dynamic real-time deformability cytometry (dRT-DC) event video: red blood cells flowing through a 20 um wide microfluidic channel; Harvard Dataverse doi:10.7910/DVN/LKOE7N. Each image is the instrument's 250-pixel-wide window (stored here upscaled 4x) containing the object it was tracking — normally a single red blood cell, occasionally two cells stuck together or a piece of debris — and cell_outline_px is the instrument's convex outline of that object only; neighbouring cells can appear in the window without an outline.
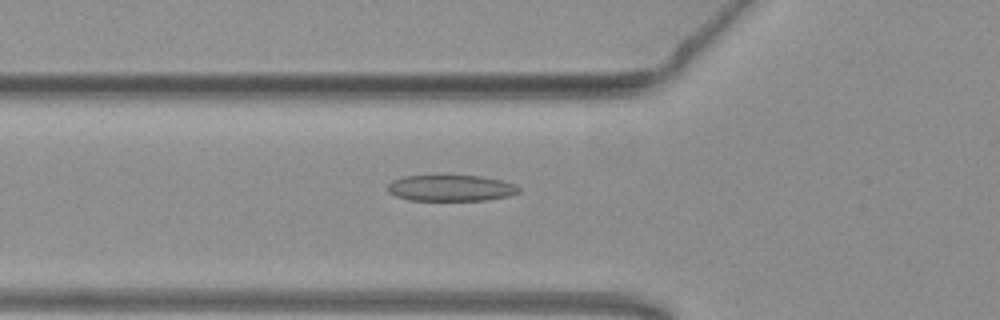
{"species": "common noctule bat (a hibernating species)", "species_latin": "Nyctalus noctula", "temperature_condition": "warm", "stored_images_in_passage": 44, "camera_frame_rate_fps": 3000, "um_per_image_px": 0.085, "animal": {"sex": "female", "body_mass_g": 19.3, "forearm_length_mm": 54.1}, "frame": {"image": 1, "passage_image": 9, "time_ms": 2.667, "image_size_px": [1000, 320], "cell_outline_px": [[520, 192], [508, 196], [488, 200], [412, 200], [396, 196], [388, 192], [388, 184], [392, 180], [404, 176], [480, 176], [500, 180], [516, 184], [520, 188]], "centroid_in_image_um": [38.34, 15.99], "position_along_channel_um": 87.5, "area_um2": 19.88}}
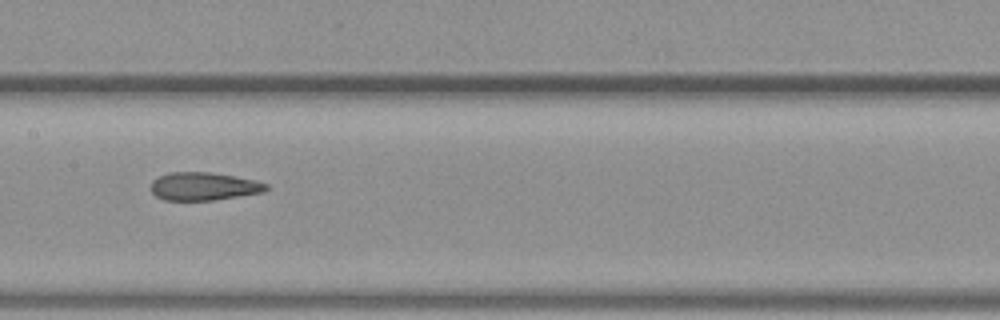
{"frame": {"image": 2, "passage_image": 17, "time_ms": 5.333, "image_size_px": [1000, 320], "cell_outline_px": [[268, 188], [264, 192], [212, 200], [164, 200], [156, 196], [152, 192], [152, 180], [168, 172], [212, 172], [256, 180], [268, 184]], "centroid_in_image_um": [17.32, 15.83], "position_along_channel_um": 190.1, "area_um2": 18.79}}
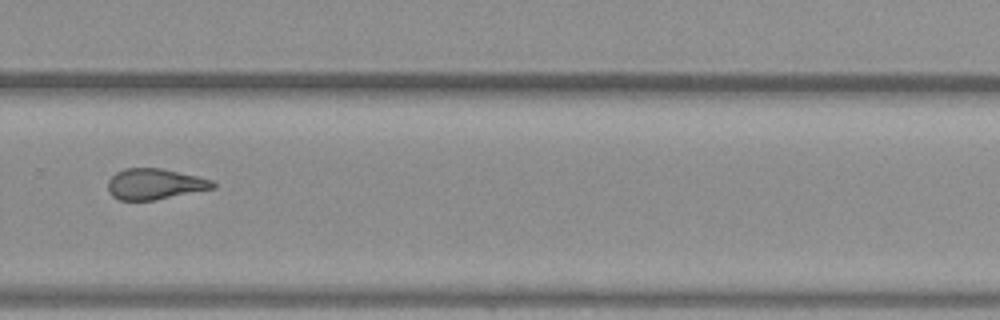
{"frame": {"image": 3, "passage_image": 27, "time_ms": 8.667, "image_size_px": [1000, 320], "cell_outline_px": [[216, 188], [156, 200], [120, 200], [112, 196], [108, 192], [108, 180], [116, 172], [124, 168], [160, 168], [196, 176], [212, 180], [216, 184]], "centroid_in_image_um": [13.15, 15.65], "position_along_channel_um": 316.7, "area_um2": 18.9}, "authors_computed_cell_mechanics": {"area_um2": 19.3919, "velocity_mm_per_s": 3.8113, "shape_relaxation_time_tau1_ms": null, "shape_relaxation_time_tau2_ms": 1.3011, "deformation_change_tau1": null, "deformation_change_tau2": 0.0959}}